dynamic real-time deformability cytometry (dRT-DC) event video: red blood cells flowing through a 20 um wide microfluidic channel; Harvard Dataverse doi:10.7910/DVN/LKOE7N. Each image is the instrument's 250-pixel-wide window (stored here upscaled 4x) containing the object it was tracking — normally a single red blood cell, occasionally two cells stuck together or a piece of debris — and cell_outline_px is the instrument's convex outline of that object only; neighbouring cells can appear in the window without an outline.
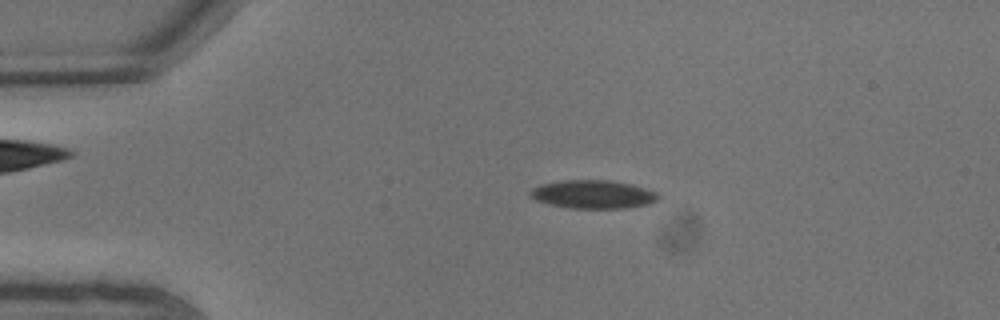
{"species": "common noctule bat (a hibernating species)", "species_latin": "Nyctalus noctula", "temperature_condition": "warm", "stored_images_in_passage": 7, "camera_frame_rate_fps": 3000, "um_per_image_px": 0.085, "animal": {"sex": "male", "body_mass_g": 13.3}, "frame": {"image": 1, "passage_image": 4, "time_ms": 1.0, "image_size_px": [1000, 320], "cell_outline_px": [[660, 196], [656, 200], [648, 204], [624, 208], [568, 208], [548, 204], [536, 200], [528, 196], [528, 192], [532, 188], [540, 184], [564, 180], [608, 180], [632, 184], [656, 192]], "centroid_in_image_um": [50.35, 16.51], "position_along_channel_um": 34.6, "area_um2": 21.21}}
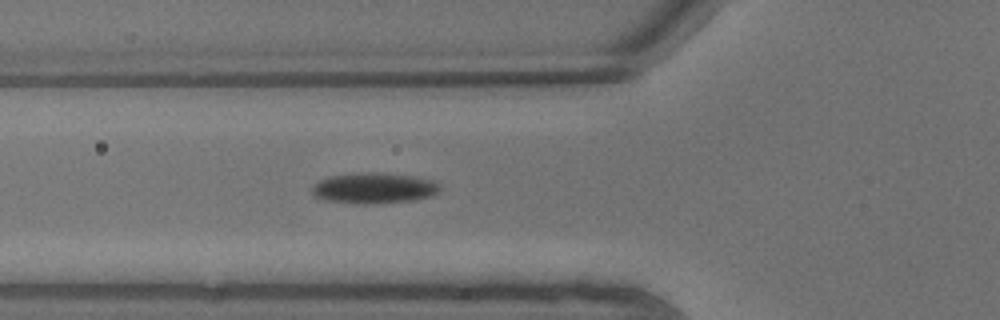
{"frame": {"image": 2, "passage_image": 7, "time_ms": 2.0, "image_size_px": [1000, 320], "cell_outline_px": [[440, 192], [432, 196], [412, 200], [380, 204], [356, 204], [328, 200], [312, 196], [312, 184], [328, 176], [360, 172], [380, 172], [416, 176], [436, 180], [440, 184]], "centroid_in_image_um": [31.82, 15.98], "position_along_channel_um": 94.0, "area_um2": 23.52}}